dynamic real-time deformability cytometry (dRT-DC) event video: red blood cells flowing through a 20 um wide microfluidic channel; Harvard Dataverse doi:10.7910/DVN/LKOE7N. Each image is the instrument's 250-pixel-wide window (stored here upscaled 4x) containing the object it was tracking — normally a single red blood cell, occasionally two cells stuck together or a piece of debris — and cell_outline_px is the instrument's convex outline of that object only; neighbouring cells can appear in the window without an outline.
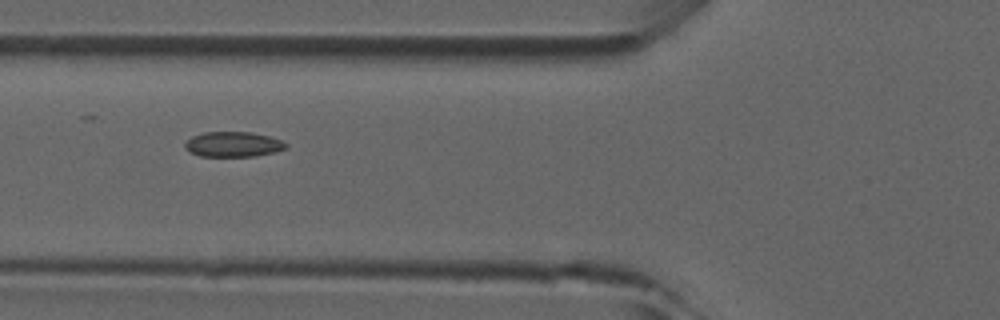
{"species": "common noctule bat (a hibernating species)", "species_latin": "Nyctalus noctula", "temperature_condition": "room temperature", "stored_images_in_passage": 34, "camera_frame_rate_fps": 3000, "um_per_image_px": 0.085, "animal": {"sex": "male", "forearm_length_mm": 52.5}, "frame": {"image": 1, "passage_image": 6, "time_ms": 1.667, "image_size_px": [1000, 320], "cell_outline_px": [[288, 148], [276, 152], [256, 156], [200, 156], [184, 148], [184, 144], [192, 136], [204, 132], [252, 132], [268, 136], [280, 140], [288, 144]], "centroid_in_image_um": [19.85, 12.27], "position_along_channel_um": 106.0, "area_um2": 14.8}}